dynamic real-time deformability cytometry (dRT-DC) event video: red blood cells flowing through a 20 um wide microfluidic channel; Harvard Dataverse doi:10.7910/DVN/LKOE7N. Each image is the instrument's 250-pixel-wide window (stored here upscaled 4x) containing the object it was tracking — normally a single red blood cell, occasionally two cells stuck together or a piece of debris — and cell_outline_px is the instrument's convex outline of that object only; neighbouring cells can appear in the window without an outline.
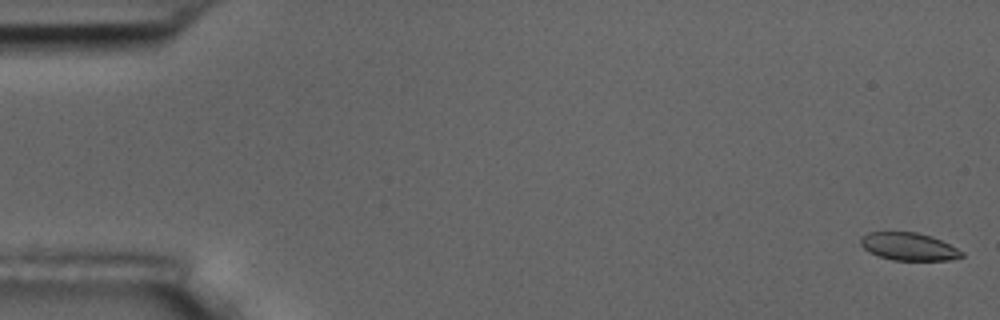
{"species": "common noctule bat (a hibernating species)", "species_latin": "Nyctalus noctula", "temperature_condition": "room temperature", "stored_images_in_passage": 6, "camera_frame_rate_fps": 3000, "um_per_image_px": 0.085, "animal": {"sex": "male", "body_mass_g": 17.5, "forearm_length_mm": 52.3}, "frame": {"image": 1, "passage_image": 1, "time_ms": 0.0, "image_size_px": [1000, 320], "cell_outline_px": [[964, 256], [948, 260], [892, 260], [868, 252], [860, 244], [860, 236], [868, 232], [916, 232], [932, 236], [964, 252]], "centroid_in_image_um": [77.21, 20.95], "position_along_channel_um": 7.8, "area_um2": 16.3}}